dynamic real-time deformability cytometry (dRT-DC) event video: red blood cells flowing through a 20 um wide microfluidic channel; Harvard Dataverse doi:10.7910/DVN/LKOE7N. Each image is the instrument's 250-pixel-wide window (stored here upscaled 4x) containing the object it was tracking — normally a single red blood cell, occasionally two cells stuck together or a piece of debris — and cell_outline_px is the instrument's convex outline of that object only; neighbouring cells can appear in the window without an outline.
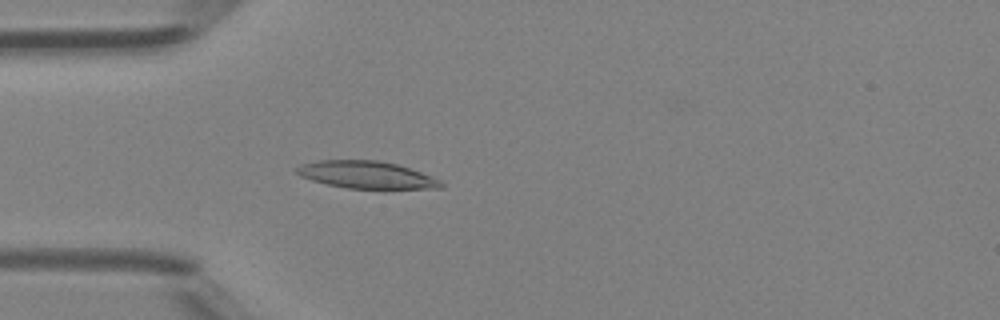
{"species": "Egyptian fruit bat (a non-hibernating species)", "species_latin": "Rousettus aegyptiacus", "temperature_condition": "room temperature", "stored_images_in_passage": 47, "camera_frame_rate_fps": 3000, "um_per_image_px": 0.085, "animal": {"sex": "female"}, "frame": {"image": 1, "passage_image": 13, "time_ms": 4.0, "image_size_px": [1000, 320], "cell_outline_px": [[444, 188], [348, 188], [328, 184], [312, 180], [300, 176], [296, 172], [296, 168], [300, 164], [320, 160], [376, 160], [396, 164], [420, 172], [440, 180], [444, 184]], "centroid_in_image_um": [31.13, 14.85], "position_along_channel_um": 53.9, "area_um2": 22.6}}
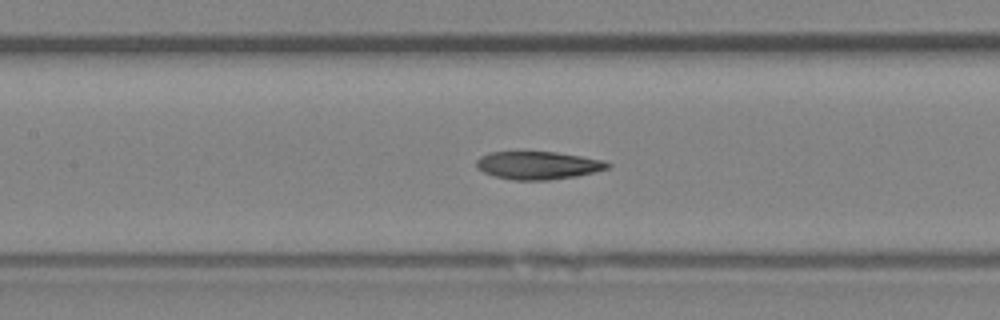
{"frame": {"image": 2, "passage_image": 21, "time_ms": 6.667, "image_size_px": [1000, 320], "cell_outline_px": [[612, 164], [608, 168], [576, 176], [548, 180], [512, 180], [496, 176], [484, 172], [476, 168], [476, 160], [480, 156], [488, 152], [556, 152], [604, 160]], "centroid_in_image_um": [45.71, 14.05], "position_along_channel_um": 161.7, "area_um2": 21.27}}
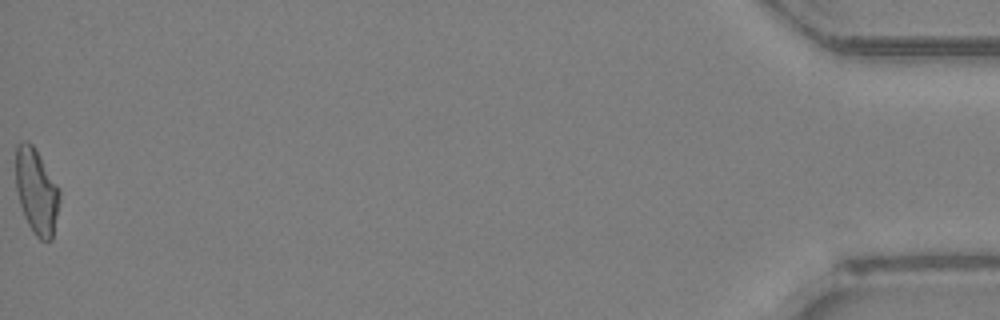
{"frame": {"image": 3, "passage_image": 47, "time_ms": 15.333, "image_size_px": [1000, 320], "cell_outline_px": [[60, 200], [52, 240], [40, 240], [36, 236], [28, 224], [24, 216], [20, 204], [16, 188], [16, 144], [24, 140], [28, 140], [36, 148], [60, 188]], "centroid_in_image_um": [3.11, 16.23], "position_along_channel_um": 432.1, "area_um2": 22.08}, "authors_computed_cell_mechanics": {"area_um2": 22.0796, "velocity_mm_per_s": 4.3107, "shape_relaxation_time_tau1_ms": null, "shape_relaxation_time_tau2_ms": 5.8256, "deformation_change_tau1": null, "deformation_change_tau2": 0.1478}}